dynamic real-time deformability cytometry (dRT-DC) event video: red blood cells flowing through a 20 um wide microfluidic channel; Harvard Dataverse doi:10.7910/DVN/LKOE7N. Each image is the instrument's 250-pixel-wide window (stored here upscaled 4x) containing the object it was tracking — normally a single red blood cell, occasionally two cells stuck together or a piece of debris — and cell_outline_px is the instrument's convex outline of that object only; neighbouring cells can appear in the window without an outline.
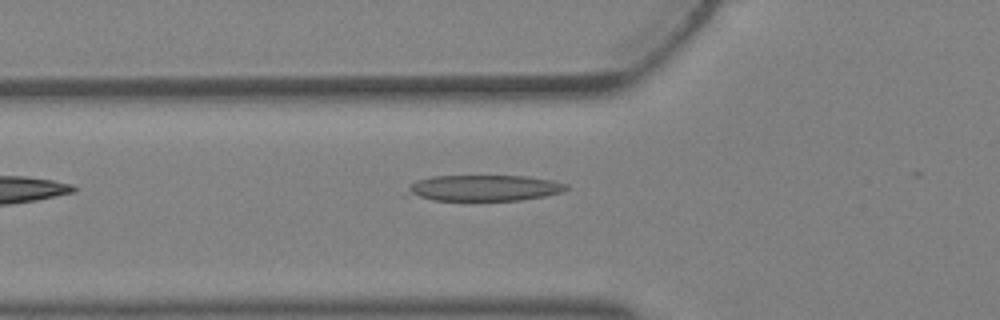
{"species": "Egyptian fruit bat (a non-hibernating species)", "species_latin": "Rousettus aegyptiacus", "temperature_condition": "warm", "stored_images_in_passage": 4, "camera_frame_rate_fps": 3000, "um_per_image_px": 0.085, "animal": {"sex": "female"}, "frame": {"image": 1, "passage_image": 4, "time_ms": 1.0, "image_size_px": [1000, 320], "cell_outline_px": [[568, 188], [564, 192], [544, 196], [520, 200], [432, 200], [400, 196], [400, 192], [416, 180], [432, 176], [528, 176], [552, 180], [568, 184]], "centroid_in_image_um": [41.0, 15.98], "position_along_channel_um": 84.8, "area_um2": 24.74}}